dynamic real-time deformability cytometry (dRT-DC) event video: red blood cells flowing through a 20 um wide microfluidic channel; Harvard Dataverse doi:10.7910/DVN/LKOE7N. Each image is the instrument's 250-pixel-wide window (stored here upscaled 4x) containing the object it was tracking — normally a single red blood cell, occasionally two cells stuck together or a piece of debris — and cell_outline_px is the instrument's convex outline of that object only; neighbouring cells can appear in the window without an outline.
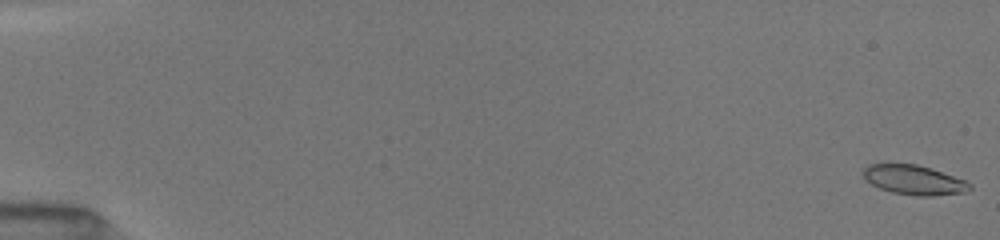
{"species": "common noctule bat (a hibernating species)", "species_latin": "Nyctalus noctula", "temperature_condition": "room temperature", "stored_images_in_passage": 14, "camera_frame_rate_fps": 3000, "um_per_image_px": 0.085, "animal": {"sex": "female", "body_mass_g": 19.5, "forearm_length_mm": 54.1}, "frame": {"image": 1, "passage_image": 1, "time_ms": 0.0, "image_size_px": [1000, 240], "cell_outline_px": [[972, 188], [964, 192], [932, 196], [916, 196], [892, 192], [880, 188], [872, 184], [860, 172], [868, 164], [884, 160], [916, 164], [968, 180], [972, 184]], "centroid_in_image_um": [77.64, 15.24], "position_along_channel_um": 7.4, "area_um2": 19.02}}
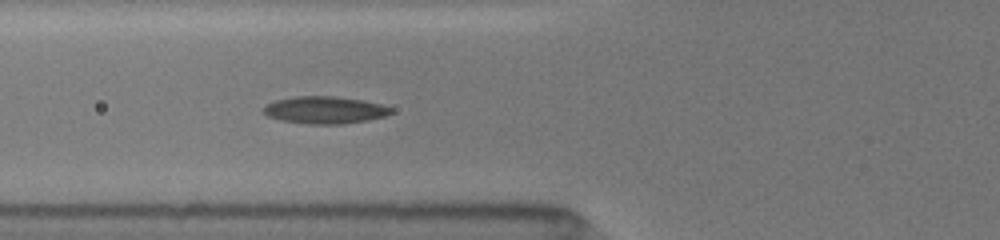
{"frame": {"image": 2, "passage_image": 12, "time_ms": 6.667, "image_size_px": [1000, 240], "cell_outline_px": [[392, 112], [388, 116], [368, 120], [340, 124], [308, 124], [280, 120], [268, 116], [260, 112], [268, 104], [276, 100], [292, 96], [332, 96], [364, 100], [380, 104], [392, 108]], "centroid_in_image_um": [27.61, 9.35], "position_along_channel_um": 98.2, "area_um2": 20.35}}
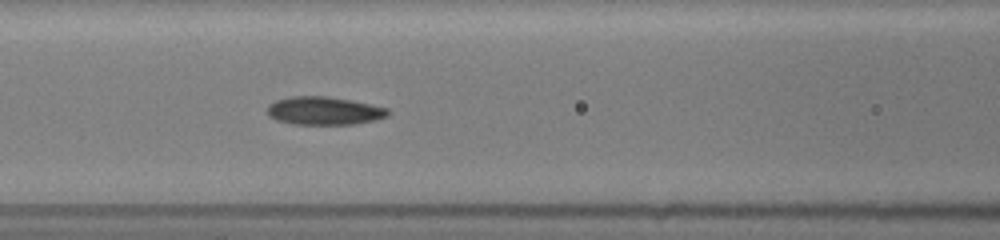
{"frame": {"image": 3, "passage_image": 14, "time_ms": 7.667, "image_size_px": [1000, 240], "cell_outline_px": [[392, 112], [388, 116], [376, 120], [352, 124], [292, 124], [276, 120], [268, 116], [268, 104], [276, 100], [288, 96], [328, 96], [388, 108]], "centroid_in_image_um": [27.53, 9.42], "position_along_channel_um": 139.1, "area_um2": 19.83}}